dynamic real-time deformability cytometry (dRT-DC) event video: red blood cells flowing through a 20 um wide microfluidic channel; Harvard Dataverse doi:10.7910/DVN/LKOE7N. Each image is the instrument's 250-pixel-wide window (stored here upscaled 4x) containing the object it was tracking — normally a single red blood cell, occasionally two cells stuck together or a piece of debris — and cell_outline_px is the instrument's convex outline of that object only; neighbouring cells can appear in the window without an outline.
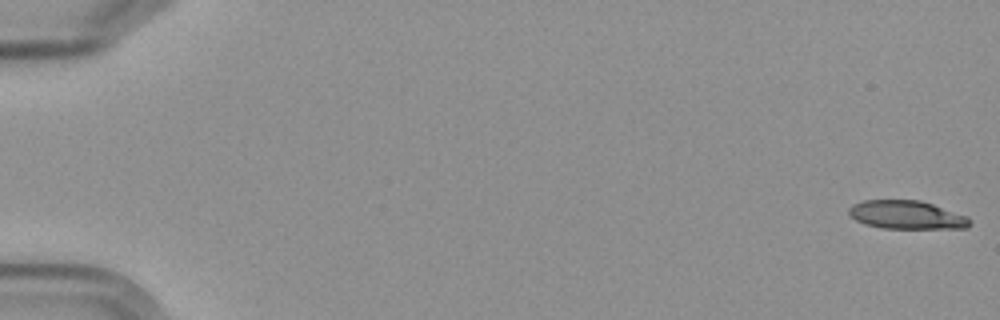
{"species": "Egyptian fruit bat (a non-hibernating species)", "species_latin": "Rousettus aegyptiacus", "temperature_condition": "cold", "stored_images_in_passage": 7, "camera_frame_rate_fps": 3000, "um_per_image_px": 0.085, "frame": {"image": 1, "passage_image": 1, "time_ms": 0.0, "image_size_px": [1000, 320], "cell_outline_px": [[968, 228], [880, 228], [864, 224], [848, 216], [848, 208], [852, 204], [864, 200], [920, 200], [968, 216]], "centroid_in_image_um": [76.99, 18.26], "position_along_channel_um": 8.0, "area_um2": 20.0}}
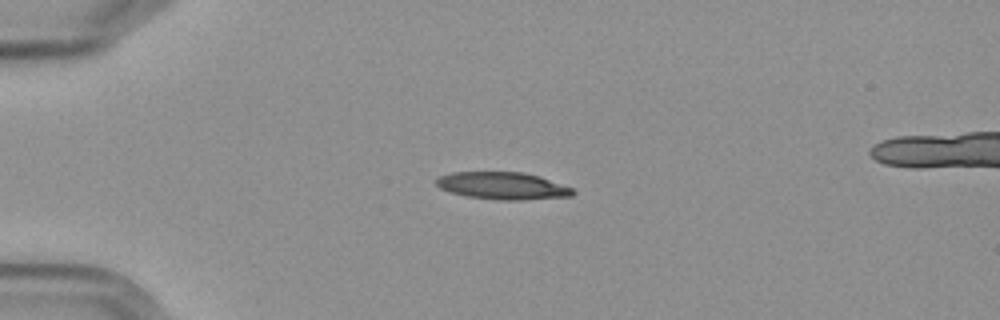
{"frame": {"image": 2, "passage_image": 5, "time_ms": 4.667, "image_size_px": [1000, 320], "cell_outline_px": [[576, 192], [572, 196], [524, 200], [496, 200], [468, 196], [448, 192], [440, 188], [436, 184], [436, 180], [440, 176], [452, 172], [524, 172], [540, 176], [572, 188]], "centroid_in_image_um": [42.73, 15.79], "position_along_channel_um": 42.3, "area_um2": 21.79}}